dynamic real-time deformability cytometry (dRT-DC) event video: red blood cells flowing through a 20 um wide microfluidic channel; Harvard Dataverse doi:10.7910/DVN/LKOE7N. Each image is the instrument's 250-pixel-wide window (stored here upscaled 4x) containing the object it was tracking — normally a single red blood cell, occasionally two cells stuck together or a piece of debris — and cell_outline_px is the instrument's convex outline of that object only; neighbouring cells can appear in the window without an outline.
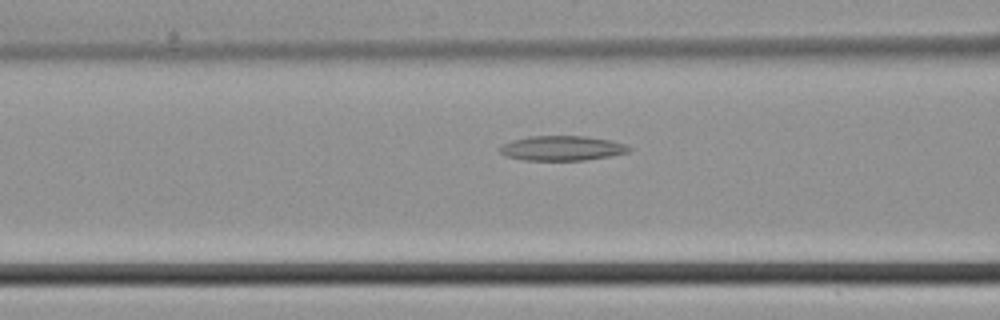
{"species": "common noctule bat (a hibernating species)", "species_latin": "Nyctalus noctula", "temperature_condition": "cold", "stored_images_in_passage": 33, "camera_frame_rate_fps": 3000, "um_per_image_px": 0.085, "animal": {"sex": "male", "body_mass_g": 21.5, "forearm_length_mm": 52.0}, "frame": {"image": 1, "passage_image": 6, "time_ms": 1.667, "image_size_px": [1000, 320], "cell_outline_px": [[632, 148], [628, 152], [608, 156], [584, 160], [524, 160], [504, 156], [496, 148], [512, 140], [528, 136], [584, 136], [608, 140], [624, 144]], "centroid_in_image_um": [47.7, 12.6], "position_along_channel_um": 118.9, "area_um2": 18.55}}
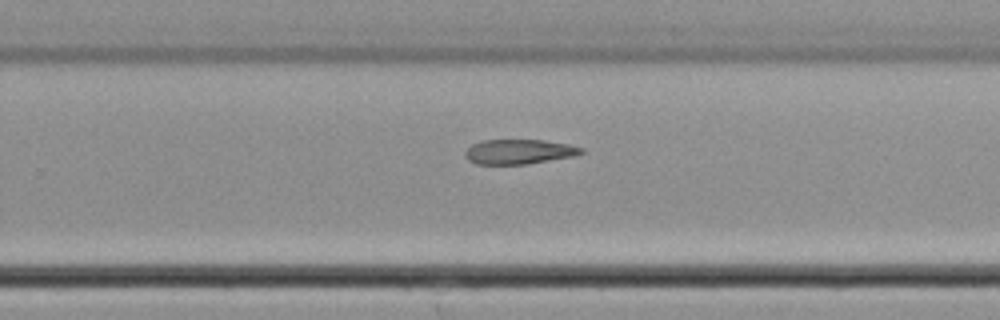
{"frame": {"image": 2, "passage_image": 17, "time_ms": 5.333, "image_size_px": [1000, 320], "cell_outline_px": [[584, 152], [572, 156], [528, 164], [476, 164], [468, 160], [464, 156], [464, 152], [472, 144], [480, 140], [544, 140], [568, 144], [584, 148]], "centroid_in_image_um": [44.08, 12.89], "position_along_channel_um": 285.7, "area_um2": 16.76}}
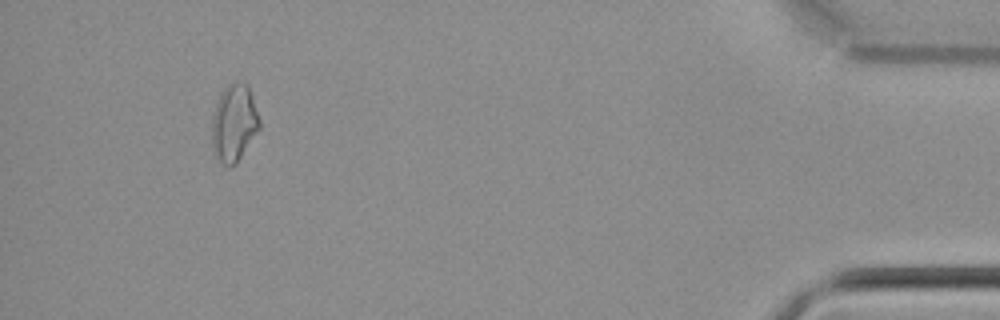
{"frame": {"image": 3, "passage_image": 30, "time_ms": 9.667, "image_size_px": [1000, 320], "cell_outline_px": [[260, 128], [236, 164], [228, 168], [216, 156], [212, 148], [212, 112], [216, 100], [220, 92], [232, 80], [236, 80], [248, 84], [260, 120]], "centroid_in_image_um": [19.88, 10.41], "position_along_channel_um": 415.3, "area_um2": 21.79}}